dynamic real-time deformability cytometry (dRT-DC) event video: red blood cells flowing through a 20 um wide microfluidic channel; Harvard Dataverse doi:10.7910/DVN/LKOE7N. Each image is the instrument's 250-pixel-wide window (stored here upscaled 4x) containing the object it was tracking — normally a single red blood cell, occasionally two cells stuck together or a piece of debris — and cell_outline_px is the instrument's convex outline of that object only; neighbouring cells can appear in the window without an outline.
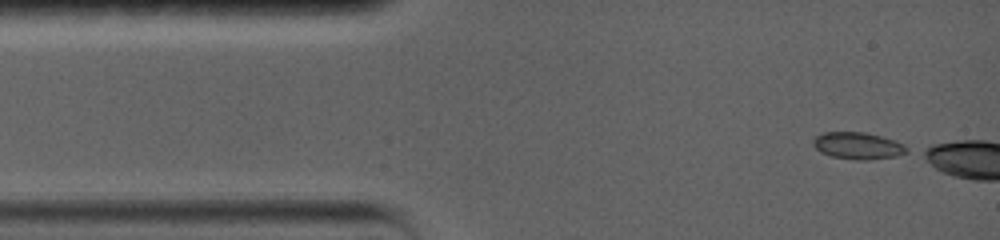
{"species": "common noctule bat (a hibernating species)", "species_latin": "Nyctalus noctula", "temperature_condition": "warm", "stored_images_in_passage": 15, "segment_of_instrument_passage": [1, 2], "camera_frame_rate_fps": 5000, "um_per_image_px": 0.085, "animal": {"sex": "female", "body_mass_g": 19.0, "forearm_length_mm": 56.7}, "frame": {"image": 1, "passage_image": 1, "time_ms": 0.0, "image_size_px": [1000, 240], "cell_outline_px": [[908, 152], [896, 156], [860, 160], [832, 156], [816, 148], [812, 140], [816, 136], [824, 132], [860, 132], [880, 136], [892, 140], [900, 144]], "centroid_in_image_um": [72.87, 12.37], "position_along_channel_um": 12.1, "area_um2": 13.99}}
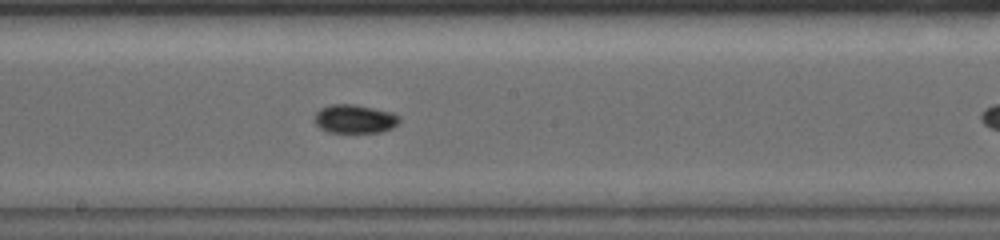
{"frame": {"image": 2, "passage_image": 13, "time_ms": 2.4, "image_size_px": [1000, 240], "cell_outline_px": [[400, 120], [392, 128], [380, 132], [328, 132], [320, 128], [316, 124], [316, 112], [320, 108], [328, 104], [352, 104], [392, 112], [400, 116]], "centroid_in_image_um": [30.15, 10.1], "position_along_channel_um": 218.1, "area_um2": 14.05}}
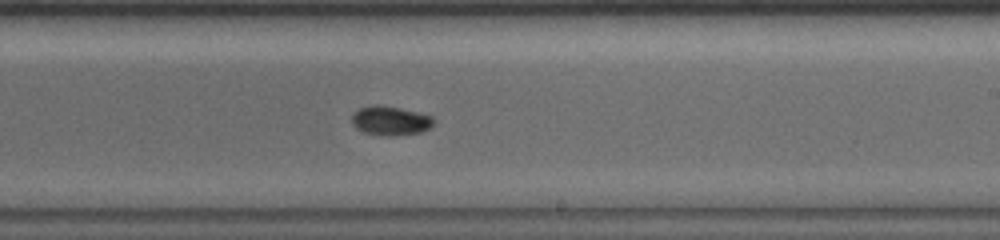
{"frame": {"image": 3, "passage_image": 14, "time_ms": 2.6, "image_size_px": [1000, 240], "cell_outline_px": [[436, 120], [428, 128], [420, 132], [388, 136], [364, 132], [356, 128], [352, 124], [352, 112], [360, 108], [372, 104], [380, 104], [400, 108], [432, 116]], "centroid_in_image_um": [33.15, 10.23], "position_along_channel_um": 255.9, "area_um2": 13.87}}